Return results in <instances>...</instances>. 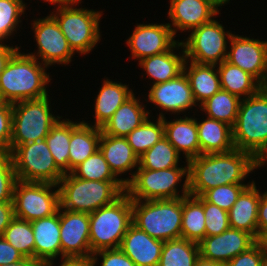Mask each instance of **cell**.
Segmentation results:
<instances>
[{"mask_svg":"<svg viewBox=\"0 0 267 266\" xmlns=\"http://www.w3.org/2000/svg\"><path fill=\"white\" fill-rule=\"evenodd\" d=\"M258 161L248 152L233 149L225 153L200 154L188 161L189 195L202 196L207 190L228 184H246Z\"/></svg>","mask_w":267,"mask_h":266,"instance_id":"obj_1","label":"cell"},{"mask_svg":"<svg viewBox=\"0 0 267 266\" xmlns=\"http://www.w3.org/2000/svg\"><path fill=\"white\" fill-rule=\"evenodd\" d=\"M19 49L0 74V100L15 103L48 96V67Z\"/></svg>","mask_w":267,"mask_h":266,"instance_id":"obj_2","label":"cell"},{"mask_svg":"<svg viewBox=\"0 0 267 266\" xmlns=\"http://www.w3.org/2000/svg\"><path fill=\"white\" fill-rule=\"evenodd\" d=\"M234 148L250 153L259 161L267 153V92L241 99L232 127Z\"/></svg>","mask_w":267,"mask_h":266,"instance_id":"obj_3","label":"cell"},{"mask_svg":"<svg viewBox=\"0 0 267 266\" xmlns=\"http://www.w3.org/2000/svg\"><path fill=\"white\" fill-rule=\"evenodd\" d=\"M60 207L92 213L118 199L126 190L122 181L85 180L65 173L59 184Z\"/></svg>","mask_w":267,"mask_h":266,"instance_id":"obj_4","label":"cell"},{"mask_svg":"<svg viewBox=\"0 0 267 266\" xmlns=\"http://www.w3.org/2000/svg\"><path fill=\"white\" fill-rule=\"evenodd\" d=\"M82 2V0H71L57 6L55 4L54 7L57 8L50 14L59 24L71 49L79 55H86L100 43L102 32L99 23L103 11L80 8Z\"/></svg>","mask_w":267,"mask_h":266,"instance_id":"obj_5","label":"cell"},{"mask_svg":"<svg viewBox=\"0 0 267 266\" xmlns=\"http://www.w3.org/2000/svg\"><path fill=\"white\" fill-rule=\"evenodd\" d=\"M132 223L161 241L181 238L182 197L132 200Z\"/></svg>","mask_w":267,"mask_h":266,"instance_id":"obj_6","label":"cell"},{"mask_svg":"<svg viewBox=\"0 0 267 266\" xmlns=\"http://www.w3.org/2000/svg\"><path fill=\"white\" fill-rule=\"evenodd\" d=\"M90 249H118L132 224V200L124 192L109 205L89 213Z\"/></svg>","mask_w":267,"mask_h":266,"instance_id":"obj_7","label":"cell"},{"mask_svg":"<svg viewBox=\"0 0 267 266\" xmlns=\"http://www.w3.org/2000/svg\"><path fill=\"white\" fill-rule=\"evenodd\" d=\"M50 95L12 104V138L10 147L45 139L50 129L62 118L54 115Z\"/></svg>","mask_w":267,"mask_h":266,"instance_id":"obj_8","label":"cell"},{"mask_svg":"<svg viewBox=\"0 0 267 266\" xmlns=\"http://www.w3.org/2000/svg\"><path fill=\"white\" fill-rule=\"evenodd\" d=\"M186 176V177H185ZM185 177V178H184ZM180 190L178 187L182 179ZM125 192L131 200L177 199L189 195L188 167H172L163 170L137 168Z\"/></svg>","mask_w":267,"mask_h":266,"instance_id":"obj_9","label":"cell"},{"mask_svg":"<svg viewBox=\"0 0 267 266\" xmlns=\"http://www.w3.org/2000/svg\"><path fill=\"white\" fill-rule=\"evenodd\" d=\"M9 153L19 181L58 185L64 176L55 164L45 139L10 147Z\"/></svg>","mask_w":267,"mask_h":266,"instance_id":"obj_10","label":"cell"},{"mask_svg":"<svg viewBox=\"0 0 267 266\" xmlns=\"http://www.w3.org/2000/svg\"><path fill=\"white\" fill-rule=\"evenodd\" d=\"M213 19L194 28L185 40H181L187 61L198 64L219 65L227 58L228 43L234 34Z\"/></svg>","mask_w":267,"mask_h":266,"instance_id":"obj_11","label":"cell"},{"mask_svg":"<svg viewBox=\"0 0 267 266\" xmlns=\"http://www.w3.org/2000/svg\"><path fill=\"white\" fill-rule=\"evenodd\" d=\"M16 218L33 221L55 214L60 207L59 186L54 183L17 180L13 190Z\"/></svg>","mask_w":267,"mask_h":266,"instance_id":"obj_12","label":"cell"},{"mask_svg":"<svg viewBox=\"0 0 267 266\" xmlns=\"http://www.w3.org/2000/svg\"><path fill=\"white\" fill-rule=\"evenodd\" d=\"M31 22L37 51L28 52L27 55L36 58L48 68L56 64L68 65L75 52L69 46L55 18L49 14L43 18H35Z\"/></svg>","mask_w":267,"mask_h":266,"instance_id":"obj_13","label":"cell"},{"mask_svg":"<svg viewBox=\"0 0 267 266\" xmlns=\"http://www.w3.org/2000/svg\"><path fill=\"white\" fill-rule=\"evenodd\" d=\"M148 91L145 101L152 103L157 109H162L158 118H165L167 112L175 117V114H184L190 108L198 106L184 71L167 82L152 85Z\"/></svg>","mask_w":267,"mask_h":266,"instance_id":"obj_14","label":"cell"},{"mask_svg":"<svg viewBox=\"0 0 267 266\" xmlns=\"http://www.w3.org/2000/svg\"><path fill=\"white\" fill-rule=\"evenodd\" d=\"M62 259L91 258L89 213L59 207Z\"/></svg>","mask_w":267,"mask_h":266,"instance_id":"obj_15","label":"cell"},{"mask_svg":"<svg viewBox=\"0 0 267 266\" xmlns=\"http://www.w3.org/2000/svg\"><path fill=\"white\" fill-rule=\"evenodd\" d=\"M229 44L226 61L249 73L262 84L267 73V40L234 33Z\"/></svg>","mask_w":267,"mask_h":266,"instance_id":"obj_16","label":"cell"},{"mask_svg":"<svg viewBox=\"0 0 267 266\" xmlns=\"http://www.w3.org/2000/svg\"><path fill=\"white\" fill-rule=\"evenodd\" d=\"M126 40L131 59L141 60L148 56L171 50L180 40H175L171 27L167 23L137 24Z\"/></svg>","mask_w":267,"mask_h":266,"instance_id":"obj_17","label":"cell"},{"mask_svg":"<svg viewBox=\"0 0 267 266\" xmlns=\"http://www.w3.org/2000/svg\"><path fill=\"white\" fill-rule=\"evenodd\" d=\"M256 242L257 240L248 232L229 228L219 235L205 236L199 243L200 257L225 265Z\"/></svg>","mask_w":267,"mask_h":266,"instance_id":"obj_18","label":"cell"},{"mask_svg":"<svg viewBox=\"0 0 267 266\" xmlns=\"http://www.w3.org/2000/svg\"><path fill=\"white\" fill-rule=\"evenodd\" d=\"M170 7L167 18L171 23H167L174 35L177 31L190 32L202 24L208 23L217 15L220 10L207 0H169Z\"/></svg>","mask_w":267,"mask_h":266,"instance_id":"obj_19","label":"cell"},{"mask_svg":"<svg viewBox=\"0 0 267 266\" xmlns=\"http://www.w3.org/2000/svg\"><path fill=\"white\" fill-rule=\"evenodd\" d=\"M99 150L107 161L114 175L126 186L134 177L139 166V158L129 145L126 137H115L101 132ZM135 169V171H133ZM133 171V172H131ZM129 173V178L121 175Z\"/></svg>","mask_w":267,"mask_h":266,"instance_id":"obj_20","label":"cell"},{"mask_svg":"<svg viewBox=\"0 0 267 266\" xmlns=\"http://www.w3.org/2000/svg\"><path fill=\"white\" fill-rule=\"evenodd\" d=\"M34 232V259L46 265L62 259L59 210L48 217L31 221Z\"/></svg>","mask_w":267,"mask_h":266,"instance_id":"obj_21","label":"cell"},{"mask_svg":"<svg viewBox=\"0 0 267 266\" xmlns=\"http://www.w3.org/2000/svg\"><path fill=\"white\" fill-rule=\"evenodd\" d=\"M163 244L132 223L119 248L136 266H158Z\"/></svg>","mask_w":267,"mask_h":266,"instance_id":"obj_22","label":"cell"},{"mask_svg":"<svg viewBox=\"0 0 267 266\" xmlns=\"http://www.w3.org/2000/svg\"><path fill=\"white\" fill-rule=\"evenodd\" d=\"M180 117V118H179ZM163 118L164 136L175 147L176 151L186 161L200 155V144L198 141V129L195 116L188 117L185 114L178 118L168 120Z\"/></svg>","mask_w":267,"mask_h":266,"instance_id":"obj_23","label":"cell"},{"mask_svg":"<svg viewBox=\"0 0 267 266\" xmlns=\"http://www.w3.org/2000/svg\"><path fill=\"white\" fill-rule=\"evenodd\" d=\"M175 50L179 51V53ZM185 61V51L180 40L169 51L141 59L138 61V67L142 68L146 73L142 76L147 75V78L153 81L152 85H155L167 82L180 75L183 72Z\"/></svg>","mask_w":267,"mask_h":266,"instance_id":"obj_24","label":"cell"},{"mask_svg":"<svg viewBox=\"0 0 267 266\" xmlns=\"http://www.w3.org/2000/svg\"><path fill=\"white\" fill-rule=\"evenodd\" d=\"M261 191L255 181L246 187L228 211L230 228L251 234L258 241V206Z\"/></svg>","mask_w":267,"mask_h":266,"instance_id":"obj_25","label":"cell"},{"mask_svg":"<svg viewBox=\"0 0 267 266\" xmlns=\"http://www.w3.org/2000/svg\"><path fill=\"white\" fill-rule=\"evenodd\" d=\"M135 93L127 99L101 127L102 133L115 137H126L131 131L140 126L150 115L147 104L140 102Z\"/></svg>","mask_w":267,"mask_h":266,"instance_id":"obj_26","label":"cell"},{"mask_svg":"<svg viewBox=\"0 0 267 266\" xmlns=\"http://www.w3.org/2000/svg\"><path fill=\"white\" fill-rule=\"evenodd\" d=\"M95 97L94 106V127L101 128L115 113V111L133 94L129 85L119 81H112L105 78Z\"/></svg>","mask_w":267,"mask_h":266,"instance_id":"obj_27","label":"cell"},{"mask_svg":"<svg viewBox=\"0 0 267 266\" xmlns=\"http://www.w3.org/2000/svg\"><path fill=\"white\" fill-rule=\"evenodd\" d=\"M196 118L200 154L225 153L234 149L232 127L224 122L206 117Z\"/></svg>","mask_w":267,"mask_h":266,"instance_id":"obj_28","label":"cell"},{"mask_svg":"<svg viewBox=\"0 0 267 266\" xmlns=\"http://www.w3.org/2000/svg\"><path fill=\"white\" fill-rule=\"evenodd\" d=\"M183 71L198 107L221 89L217 65L198 64L186 60Z\"/></svg>","mask_w":267,"mask_h":266,"instance_id":"obj_29","label":"cell"},{"mask_svg":"<svg viewBox=\"0 0 267 266\" xmlns=\"http://www.w3.org/2000/svg\"><path fill=\"white\" fill-rule=\"evenodd\" d=\"M101 128L82 120L71 132L69 145V173L99 149Z\"/></svg>","mask_w":267,"mask_h":266,"instance_id":"obj_30","label":"cell"},{"mask_svg":"<svg viewBox=\"0 0 267 266\" xmlns=\"http://www.w3.org/2000/svg\"><path fill=\"white\" fill-rule=\"evenodd\" d=\"M217 70L221 89L240 99L252 96L261 89V84L252 75L226 60L217 65Z\"/></svg>","mask_w":267,"mask_h":266,"instance_id":"obj_31","label":"cell"},{"mask_svg":"<svg viewBox=\"0 0 267 266\" xmlns=\"http://www.w3.org/2000/svg\"><path fill=\"white\" fill-rule=\"evenodd\" d=\"M60 118L45 137L48 148L57 167L69 173V145L71 132L82 122Z\"/></svg>","mask_w":267,"mask_h":266,"instance_id":"obj_32","label":"cell"},{"mask_svg":"<svg viewBox=\"0 0 267 266\" xmlns=\"http://www.w3.org/2000/svg\"><path fill=\"white\" fill-rule=\"evenodd\" d=\"M205 236L203 204L195 196L182 197L181 238L200 243Z\"/></svg>","mask_w":267,"mask_h":266,"instance_id":"obj_33","label":"cell"},{"mask_svg":"<svg viewBox=\"0 0 267 266\" xmlns=\"http://www.w3.org/2000/svg\"><path fill=\"white\" fill-rule=\"evenodd\" d=\"M200 258L199 243L179 238L164 241L158 266H195Z\"/></svg>","mask_w":267,"mask_h":266,"instance_id":"obj_34","label":"cell"},{"mask_svg":"<svg viewBox=\"0 0 267 266\" xmlns=\"http://www.w3.org/2000/svg\"><path fill=\"white\" fill-rule=\"evenodd\" d=\"M241 99L228 91L220 89L212 97L203 102L199 109L205 116L234 126Z\"/></svg>","mask_w":267,"mask_h":266,"instance_id":"obj_35","label":"cell"},{"mask_svg":"<svg viewBox=\"0 0 267 266\" xmlns=\"http://www.w3.org/2000/svg\"><path fill=\"white\" fill-rule=\"evenodd\" d=\"M180 156L181 155L176 151L175 147L164 136L139 157L138 168L163 170L172 167H188V161L186 160V165L182 166L179 164Z\"/></svg>","mask_w":267,"mask_h":266,"instance_id":"obj_36","label":"cell"},{"mask_svg":"<svg viewBox=\"0 0 267 266\" xmlns=\"http://www.w3.org/2000/svg\"><path fill=\"white\" fill-rule=\"evenodd\" d=\"M162 137H164L163 118L156 117V120H152L150 116L126 136L129 145L138 158Z\"/></svg>","mask_w":267,"mask_h":266,"instance_id":"obj_37","label":"cell"},{"mask_svg":"<svg viewBox=\"0 0 267 266\" xmlns=\"http://www.w3.org/2000/svg\"><path fill=\"white\" fill-rule=\"evenodd\" d=\"M2 237L25 258L34 259V232L30 221L14 218Z\"/></svg>","mask_w":267,"mask_h":266,"instance_id":"obj_38","label":"cell"},{"mask_svg":"<svg viewBox=\"0 0 267 266\" xmlns=\"http://www.w3.org/2000/svg\"><path fill=\"white\" fill-rule=\"evenodd\" d=\"M27 8L24 0H0V43L17 34Z\"/></svg>","mask_w":267,"mask_h":266,"instance_id":"obj_39","label":"cell"},{"mask_svg":"<svg viewBox=\"0 0 267 266\" xmlns=\"http://www.w3.org/2000/svg\"><path fill=\"white\" fill-rule=\"evenodd\" d=\"M71 173L75 177L85 180L120 181L110 169L99 149L76 166Z\"/></svg>","mask_w":267,"mask_h":266,"instance_id":"obj_40","label":"cell"},{"mask_svg":"<svg viewBox=\"0 0 267 266\" xmlns=\"http://www.w3.org/2000/svg\"><path fill=\"white\" fill-rule=\"evenodd\" d=\"M254 180L247 184H228L217 186L207 190L202 197L209 203L229 211L236 202L241 192L248 187Z\"/></svg>","mask_w":267,"mask_h":266,"instance_id":"obj_41","label":"cell"},{"mask_svg":"<svg viewBox=\"0 0 267 266\" xmlns=\"http://www.w3.org/2000/svg\"><path fill=\"white\" fill-rule=\"evenodd\" d=\"M195 197L203 204L206 236L219 235L230 228L227 211L207 202L202 196Z\"/></svg>","mask_w":267,"mask_h":266,"instance_id":"obj_42","label":"cell"},{"mask_svg":"<svg viewBox=\"0 0 267 266\" xmlns=\"http://www.w3.org/2000/svg\"><path fill=\"white\" fill-rule=\"evenodd\" d=\"M16 181L10 153L0 150V202H13Z\"/></svg>","mask_w":267,"mask_h":266,"instance_id":"obj_43","label":"cell"},{"mask_svg":"<svg viewBox=\"0 0 267 266\" xmlns=\"http://www.w3.org/2000/svg\"><path fill=\"white\" fill-rule=\"evenodd\" d=\"M99 260L101 261L100 265ZM91 261L93 266H97V264L99 266H136L135 263L120 250V248L96 251L92 253Z\"/></svg>","mask_w":267,"mask_h":266,"instance_id":"obj_44","label":"cell"},{"mask_svg":"<svg viewBox=\"0 0 267 266\" xmlns=\"http://www.w3.org/2000/svg\"><path fill=\"white\" fill-rule=\"evenodd\" d=\"M12 138V104L0 100V150L9 152Z\"/></svg>","mask_w":267,"mask_h":266,"instance_id":"obj_45","label":"cell"},{"mask_svg":"<svg viewBox=\"0 0 267 266\" xmlns=\"http://www.w3.org/2000/svg\"><path fill=\"white\" fill-rule=\"evenodd\" d=\"M264 247L257 241L247 251L238 254L231 259L225 266H262Z\"/></svg>","mask_w":267,"mask_h":266,"instance_id":"obj_46","label":"cell"},{"mask_svg":"<svg viewBox=\"0 0 267 266\" xmlns=\"http://www.w3.org/2000/svg\"><path fill=\"white\" fill-rule=\"evenodd\" d=\"M23 259L25 257L22 253L0 236V265L13 264Z\"/></svg>","mask_w":267,"mask_h":266,"instance_id":"obj_47","label":"cell"},{"mask_svg":"<svg viewBox=\"0 0 267 266\" xmlns=\"http://www.w3.org/2000/svg\"><path fill=\"white\" fill-rule=\"evenodd\" d=\"M258 241L267 234V191H261V199L258 206Z\"/></svg>","mask_w":267,"mask_h":266,"instance_id":"obj_48","label":"cell"},{"mask_svg":"<svg viewBox=\"0 0 267 266\" xmlns=\"http://www.w3.org/2000/svg\"><path fill=\"white\" fill-rule=\"evenodd\" d=\"M15 218L13 202H0V236Z\"/></svg>","mask_w":267,"mask_h":266,"instance_id":"obj_49","label":"cell"},{"mask_svg":"<svg viewBox=\"0 0 267 266\" xmlns=\"http://www.w3.org/2000/svg\"><path fill=\"white\" fill-rule=\"evenodd\" d=\"M19 46H9L5 43H0V74L4 71L7 63L12 58V56L19 50Z\"/></svg>","mask_w":267,"mask_h":266,"instance_id":"obj_50","label":"cell"},{"mask_svg":"<svg viewBox=\"0 0 267 266\" xmlns=\"http://www.w3.org/2000/svg\"><path fill=\"white\" fill-rule=\"evenodd\" d=\"M56 261L50 262L44 266H54ZM58 266H93L91 258H71L62 259Z\"/></svg>","mask_w":267,"mask_h":266,"instance_id":"obj_51","label":"cell"},{"mask_svg":"<svg viewBox=\"0 0 267 266\" xmlns=\"http://www.w3.org/2000/svg\"><path fill=\"white\" fill-rule=\"evenodd\" d=\"M0 266H44V265L38 260L25 258L13 264H2Z\"/></svg>","mask_w":267,"mask_h":266,"instance_id":"obj_52","label":"cell"},{"mask_svg":"<svg viewBox=\"0 0 267 266\" xmlns=\"http://www.w3.org/2000/svg\"><path fill=\"white\" fill-rule=\"evenodd\" d=\"M195 266H225L224 264L208 261L205 259H202L201 257L196 261Z\"/></svg>","mask_w":267,"mask_h":266,"instance_id":"obj_53","label":"cell"},{"mask_svg":"<svg viewBox=\"0 0 267 266\" xmlns=\"http://www.w3.org/2000/svg\"><path fill=\"white\" fill-rule=\"evenodd\" d=\"M211 2L217 9L221 10V6H224L227 3H230V0H207ZM219 7V8H218Z\"/></svg>","mask_w":267,"mask_h":266,"instance_id":"obj_54","label":"cell"},{"mask_svg":"<svg viewBox=\"0 0 267 266\" xmlns=\"http://www.w3.org/2000/svg\"><path fill=\"white\" fill-rule=\"evenodd\" d=\"M267 165V153L258 161V168L260 170L261 167Z\"/></svg>","mask_w":267,"mask_h":266,"instance_id":"obj_55","label":"cell"},{"mask_svg":"<svg viewBox=\"0 0 267 266\" xmlns=\"http://www.w3.org/2000/svg\"><path fill=\"white\" fill-rule=\"evenodd\" d=\"M71 0H43V2H48L49 4H53V5H57V4H60V3H65V2H69Z\"/></svg>","mask_w":267,"mask_h":266,"instance_id":"obj_56","label":"cell"},{"mask_svg":"<svg viewBox=\"0 0 267 266\" xmlns=\"http://www.w3.org/2000/svg\"><path fill=\"white\" fill-rule=\"evenodd\" d=\"M264 249L267 251V234L260 239Z\"/></svg>","mask_w":267,"mask_h":266,"instance_id":"obj_57","label":"cell"},{"mask_svg":"<svg viewBox=\"0 0 267 266\" xmlns=\"http://www.w3.org/2000/svg\"><path fill=\"white\" fill-rule=\"evenodd\" d=\"M261 89L265 92H267V73H266V77L263 81V83L261 84Z\"/></svg>","mask_w":267,"mask_h":266,"instance_id":"obj_58","label":"cell"},{"mask_svg":"<svg viewBox=\"0 0 267 266\" xmlns=\"http://www.w3.org/2000/svg\"><path fill=\"white\" fill-rule=\"evenodd\" d=\"M262 266H267V251L264 249Z\"/></svg>","mask_w":267,"mask_h":266,"instance_id":"obj_59","label":"cell"}]
</instances>
